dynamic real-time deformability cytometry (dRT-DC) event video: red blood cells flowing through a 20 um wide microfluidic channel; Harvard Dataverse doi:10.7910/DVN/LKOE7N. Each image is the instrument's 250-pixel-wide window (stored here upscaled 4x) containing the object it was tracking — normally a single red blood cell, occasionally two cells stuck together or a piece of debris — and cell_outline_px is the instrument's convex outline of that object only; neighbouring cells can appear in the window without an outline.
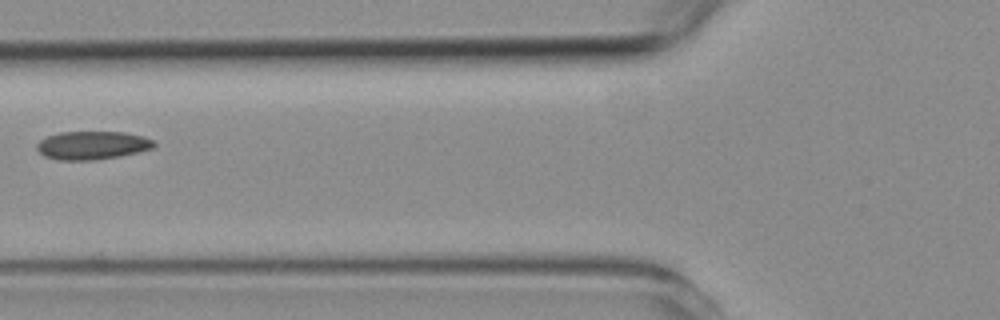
{"species": "common noctule bat (a hibernating species)", "species_latin": "Nyctalus noctula", "temperature_condition": "room temperature", "stored_images_in_passage": 2, "camera_frame_rate_fps": 3000, "um_per_image_px": 0.085, "animal": {"sex": "female", "body_mass_g": 19.3, "forearm_length_mm": 54.1}, "frame": {"image": 1, "passage_image": 2, "time_ms": 1.0, "image_size_px": [1000, 320], "cell_outline_px": [[156, 144], [152, 148], [120, 156], [96, 160], [56, 160], [44, 156], [36, 148], [36, 144], [40, 140], [48, 136], [60, 132], [124, 132], [144, 136], [152, 140]], "centroid_in_image_um": [7.82, 12.35], "position_along_channel_um": 118.0, "area_um2": 19.31}}